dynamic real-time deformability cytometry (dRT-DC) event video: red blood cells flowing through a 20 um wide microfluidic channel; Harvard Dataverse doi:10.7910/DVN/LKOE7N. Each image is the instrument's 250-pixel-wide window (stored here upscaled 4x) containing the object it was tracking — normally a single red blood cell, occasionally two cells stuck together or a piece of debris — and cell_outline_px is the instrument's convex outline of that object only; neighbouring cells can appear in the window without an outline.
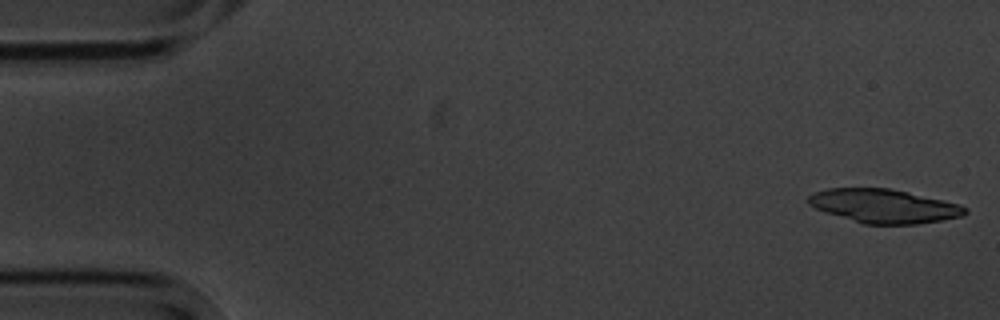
{"species": "common noctule bat (a hibernating species)", "species_latin": "Nyctalus noctula", "temperature_condition": "cold", "stored_images_in_passage": 6, "camera_frame_rate_fps": 3000, "um_per_image_px": 0.085, "animal": {"sex": "male", "body_mass_g": 20.1, "forearm_length_mm": 53.5}, "frame": {"image": 1, "passage_image": 1, "time_ms": 0.0, "image_size_px": [1000, 320], "cell_outline_px": [[968, 212], [964, 216], [916, 224], [864, 224], [824, 212], [808, 204], [804, 200], [808, 196], [816, 192], [828, 188], [888, 188], [908, 192], [960, 204], [968, 208]], "centroid_in_image_um": [75.12, 17.51], "position_along_channel_um": 9.9, "area_um2": 30.87}}